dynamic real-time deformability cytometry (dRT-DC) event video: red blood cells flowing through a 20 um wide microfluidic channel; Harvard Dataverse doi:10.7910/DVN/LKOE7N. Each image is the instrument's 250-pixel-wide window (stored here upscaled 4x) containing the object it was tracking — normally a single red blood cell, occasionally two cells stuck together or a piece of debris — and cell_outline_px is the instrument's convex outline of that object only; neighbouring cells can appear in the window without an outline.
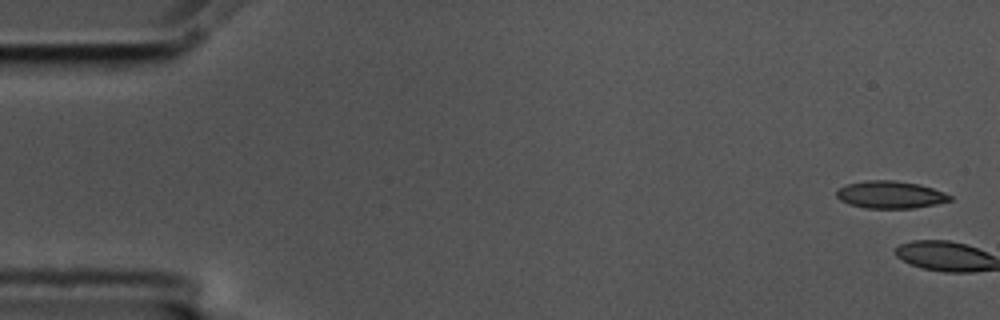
{"species": "common noctule bat (a hibernating species)", "species_latin": "Nyctalus noctula", "temperature_condition": "cold", "stored_images_in_passage": 7, "camera_frame_rate_fps": 3000, "um_per_image_px": 0.085, "animal": {"sex": "male", "body_mass_g": 17.5, "forearm_length_mm": 52.3}, "frame": {"image": 1, "passage_image": 1, "time_ms": 0.0, "image_size_px": [1000, 320], "cell_outline_px": [[952, 200], [936, 204], [912, 208], [864, 208], [848, 204], [840, 200], [836, 196], [836, 192], [840, 188], [848, 184], [868, 180], [892, 180], [920, 184], [944, 192], [952, 196]], "centroid_in_image_um": [75.68, 16.55], "position_along_channel_um": 9.3, "area_um2": 18.03}}